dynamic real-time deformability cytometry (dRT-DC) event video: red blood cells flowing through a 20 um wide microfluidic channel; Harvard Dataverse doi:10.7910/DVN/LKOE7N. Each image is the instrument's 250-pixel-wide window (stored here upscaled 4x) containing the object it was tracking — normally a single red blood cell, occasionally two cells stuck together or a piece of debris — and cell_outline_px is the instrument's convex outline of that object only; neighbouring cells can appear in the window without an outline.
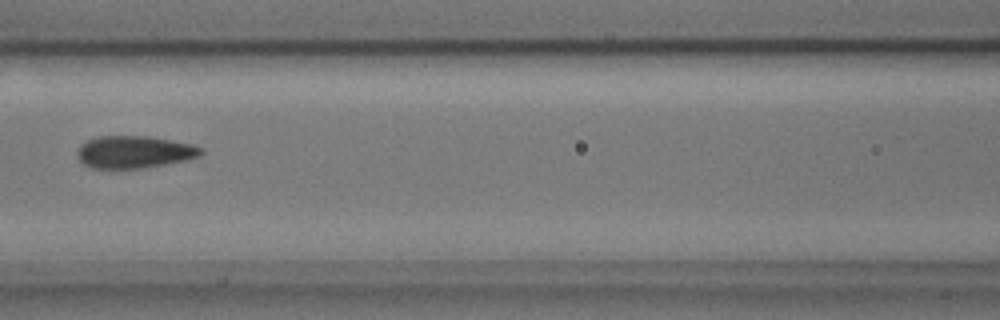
{"species": "common noctule bat (a hibernating species)", "species_latin": "Nyctalus noctula", "temperature_condition": "cold", "stored_images_in_passage": 4, "camera_frame_rate_fps": 3000, "um_per_image_px": 0.085, "animal": {"sex": "male", "body_mass_g": 17.9, "forearm_length_mm": 54.2}, "frame": {"image": 1, "passage_image": 4, "time_ms": 1.0, "image_size_px": [1000, 320], "cell_outline_px": [[204, 152], [200, 156], [188, 160], [144, 168], [92, 168], [84, 164], [76, 156], [76, 152], [80, 144], [96, 136], [148, 136], [192, 144], [204, 148]], "centroid_in_image_um": [11.42, 12.92], "position_along_channel_um": 155.2, "area_um2": 23.52}}